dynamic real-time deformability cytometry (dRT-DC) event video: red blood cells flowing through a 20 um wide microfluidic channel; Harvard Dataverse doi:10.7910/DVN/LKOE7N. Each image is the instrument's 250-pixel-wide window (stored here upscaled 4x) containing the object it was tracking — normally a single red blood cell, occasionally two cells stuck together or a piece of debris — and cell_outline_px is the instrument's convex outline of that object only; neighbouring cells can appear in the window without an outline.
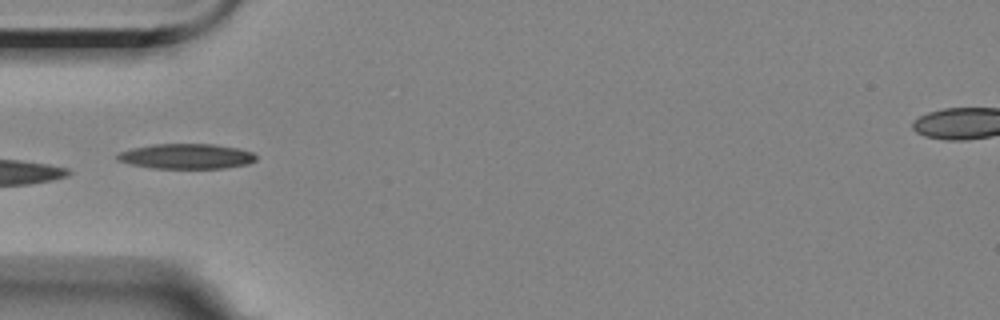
{"species": "Egyptian fruit bat (a non-hibernating species)", "species_latin": "Rousettus aegyptiacus", "temperature_condition": "room temperature", "stored_images_in_passage": 8, "camera_frame_rate_fps": 3000, "um_per_image_px": 0.085, "animal": {"sex": "female"}, "frame": {"image": 1, "passage_image": 5, "time_ms": 4.667, "image_size_px": [1000, 320], "cell_outline_px": [[256, 160], [248, 164], [224, 168], [152, 168], [132, 164], [116, 160], [116, 156], [120, 152], [132, 148], [152, 144], [216, 144], [240, 148], [252, 152], [256, 156]], "centroid_in_image_um": [15.87, 13.28], "position_along_channel_um": 69.1, "area_um2": 20.35}}
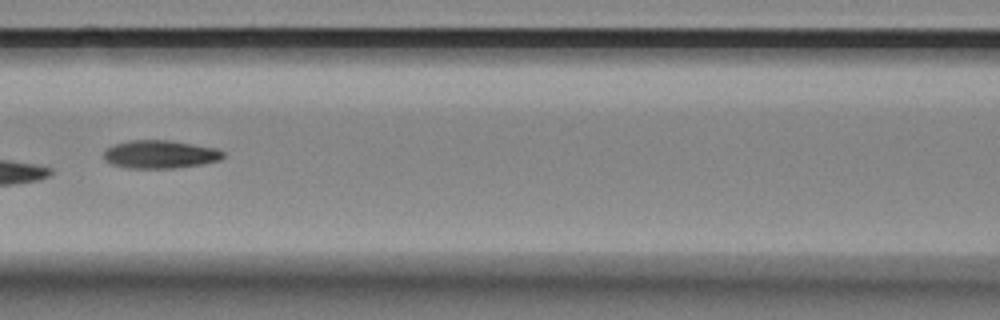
{"frame": {"image": 2, "passage_image": 7, "time_ms": 7.0, "image_size_px": [1000, 320], "cell_outline_px": [[224, 156], [220, 160], [200, 164], [172, 168], [128, 168], [112, 164], [104, 160], [104, 152], [108, 148], [116, 144], [128, 140], [168, 140], [216, 148], [224, 152]], "centroid_in_image_um": [13.6, 13.11], "position_along_channel_um": 153.0, "area_um2": 19.36}}
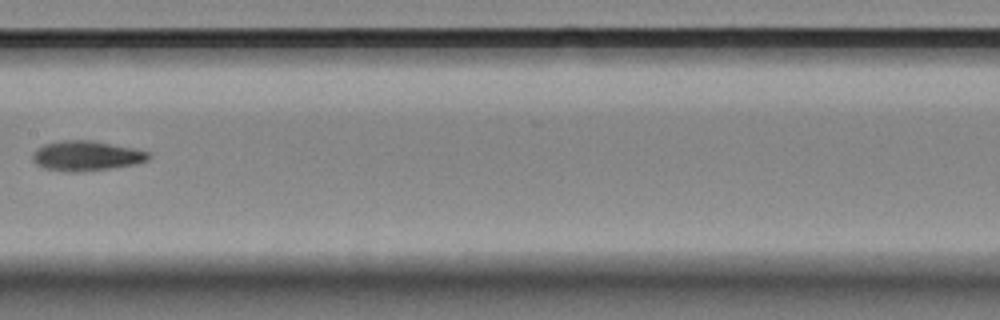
{"frame": {"image": 3, "passage_image": 8, "time_ms": 8.333, "image_size_px": [1000, 320], "cell_outline_px": [[152, 156], [148, 160], [136, 164], [108, 168], [76, 172], [68, 172], [44, 168], [36, 164], [32, 160], [32, 152], [36, 148], [44, 144], [60, 140], [92, 140], [132, 148], [148, 152]], "centroid_in_image_um": [7.3, 13.24], "position_along_channel_um": 200.1, "area_um2": 20.23}}